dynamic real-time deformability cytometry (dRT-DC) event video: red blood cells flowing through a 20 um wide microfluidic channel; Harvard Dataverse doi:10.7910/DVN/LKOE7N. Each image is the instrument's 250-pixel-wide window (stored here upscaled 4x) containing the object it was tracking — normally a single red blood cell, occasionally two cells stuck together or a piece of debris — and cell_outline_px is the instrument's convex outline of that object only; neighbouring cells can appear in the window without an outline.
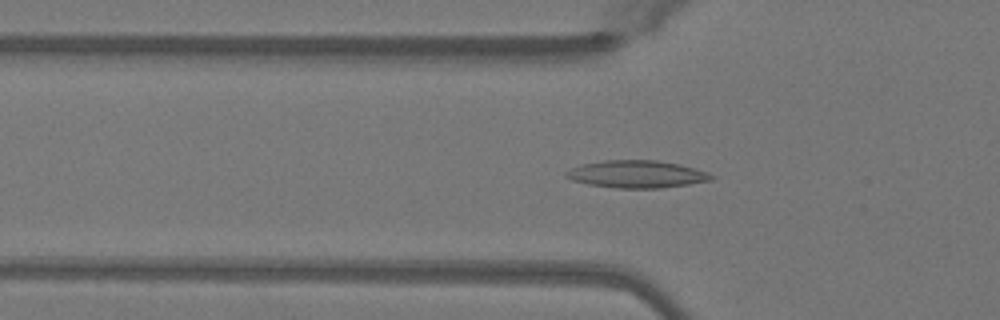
{"species": "Egyptian fruit bat (a non-hibernating species)", "species_latin": "Rousettus aegyptiacus", "temperature_condition": "warm", "stored_images_in_passage": 49, "camera_frame_rate_fps": 3000, "um_per_image_px": 0.085, "animal": {"sex": "female"}, "frame": {"image": 1, "passage_image": 16, "time_ms": 5.0, "image_size_px": [1000, 320], "cell_outline_px": [[716, 176], [712, 180], [688, 184], [660, 188], [616, 188], [588, 184], [572, 180], [564, 176], [564, 172], [580, 164], [604, 160], [656, 160], [680, 164], [708, 172]], "centroid_in_image_um": [54.11, 14.8], "position_along_channel_um": 71.7, "area_um2": 23.29}}
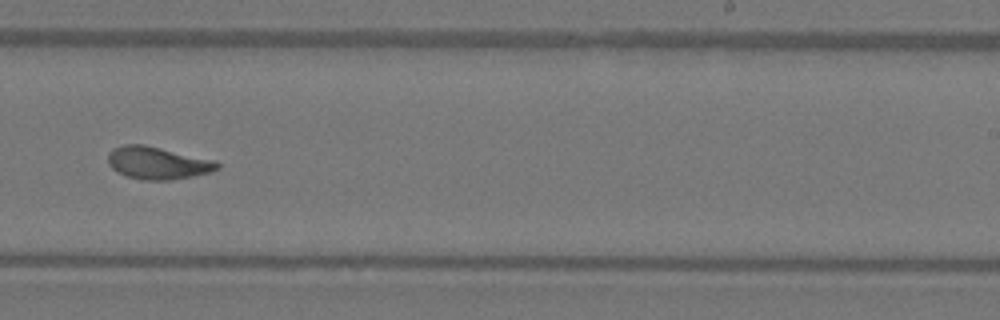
{"frame": {"image": 2, "passage_image": 31, "time_ms": 10.0, "image_size_px": [1000, 320], "cell_outline_px": [[220, 168], [212, 172], [172, 180], [144, 180], [128, 176], [116, 172], [108, 164], [108, 152], [112, 148], [124, 144], [144, 144], [216, 160], [220, 164]], "centroid_in_image_um": [13.41, 13.84], "position_along_channel_um": 275.6, "area_um2": 20.92}}
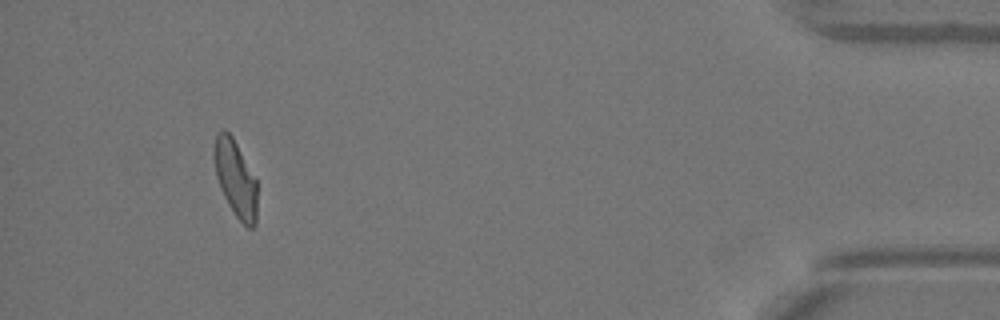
{"frame": {"image": 3, "passage_image": 46, "time_ms": 15.0, "image_size_px": [1000, 320], "cell_outline_px": [[256, 224], [252, 228], [248, 228], [236, 216], [228, 204], [220, 188], [216, 176], [212, 156], [212, 148], [216, 132], [224, 128], [232, 136], [256, 180]], "centroid_in_image_um": [19.97, 15.13], "position_along_channel_um": 415.2, "area_um2": 19.31}, "authors_computed_cell_mechanics": {"area_um2": 20.4034, "velocity_mm_per_s": 4.0713, "shape_relaxation_time_tau1_ms": 5.6265, "shape_relaxation_time_tau2_ms": 1.1067, "deformation_change_tau1": 0.1897, "deformation_change_tau2": 0.0749}}